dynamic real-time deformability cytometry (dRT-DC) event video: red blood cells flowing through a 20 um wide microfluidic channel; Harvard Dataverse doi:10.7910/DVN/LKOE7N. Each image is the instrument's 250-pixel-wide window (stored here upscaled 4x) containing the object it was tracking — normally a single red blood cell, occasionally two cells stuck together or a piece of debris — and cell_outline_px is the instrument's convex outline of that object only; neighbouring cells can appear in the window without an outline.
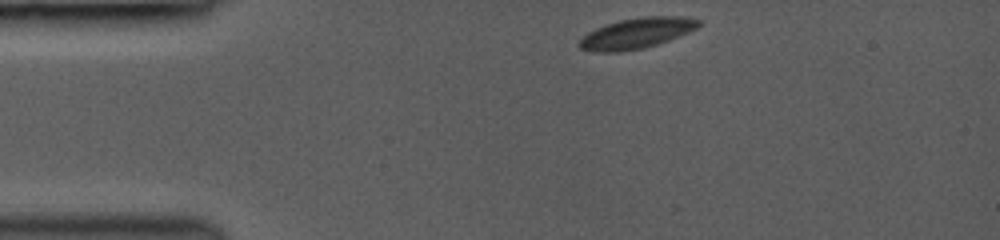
{"species": "common noctule bat (a hibernating species)", "species_latin": "Nyctalus noctula", "temperature_condition": "room temperature", "stored_images_in_passage": 14, "camera_frame_rate_fps": 3000, "um_per_image_px": 0.085, "animal": {"sex": "female", "body_mass_g": 19.0, "forearm_length_mm": 53.3}, "frame": {"image": 1, "passage_image": 1, "time_ms": 0.0, "image_size_px": [1000, 240], "cell_outline_px": [[700, 24], [696, 28], [688, 32], [668, 40], [644, 48], [620, 52], [596, 52], [580, 48], [576, 44], [588, 32], [596, 28], [620, 20], [644, 16], [684, 16], [700, 20]], "centroid_in_image_um": [54.1, 2.82], "position_along_channel_um": 30.9, "area_um2": 21.1}}
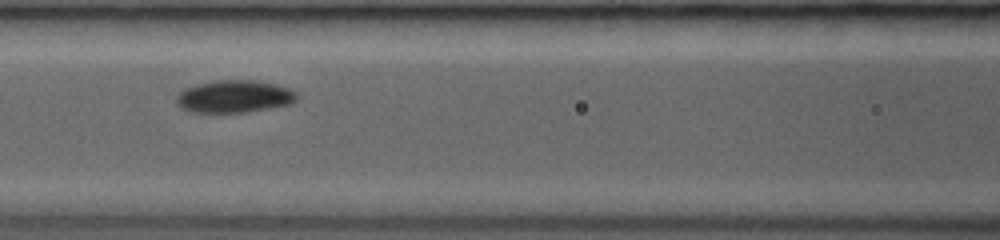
{"frame": {"image": 2, "passage_image": 10, "time_ms": 4.0, "image_size_px": [1000, 240], "cell_outline_px": [[300, 96], [292, 104], [244, 112], [192, 112], [180, 108], [176, 104], [176, 96], [184, 88], [196, 84], [216, 80], [256, 80], [276, 84], [288, 88], [296, 92]], "centroid_in_image_um": [19.91, 8.19], "position_along_channel_um": 146.7, "area_um2": 22.95}}
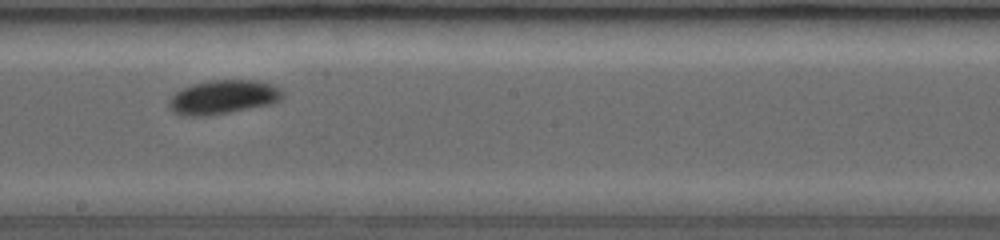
{"frame": {"image": 3, "passage_image": 13, "time_ms": 6.0, "image_size_px": [1000, 240], "cell_outline_px": [[284, 96], [280, 100], [272, 104], [228, 112], [204, 116], [184, 116], [176, 112], [168, 104], [168, 100], [180, 88], [192, 84], [208, 80], [256, 80], [272, 84], [280, 88], [284, 92]], "centroid_in_image_um": [18.99, 8.24], "position_along_channel_um": 229.2, "area_um2": 22.54}}